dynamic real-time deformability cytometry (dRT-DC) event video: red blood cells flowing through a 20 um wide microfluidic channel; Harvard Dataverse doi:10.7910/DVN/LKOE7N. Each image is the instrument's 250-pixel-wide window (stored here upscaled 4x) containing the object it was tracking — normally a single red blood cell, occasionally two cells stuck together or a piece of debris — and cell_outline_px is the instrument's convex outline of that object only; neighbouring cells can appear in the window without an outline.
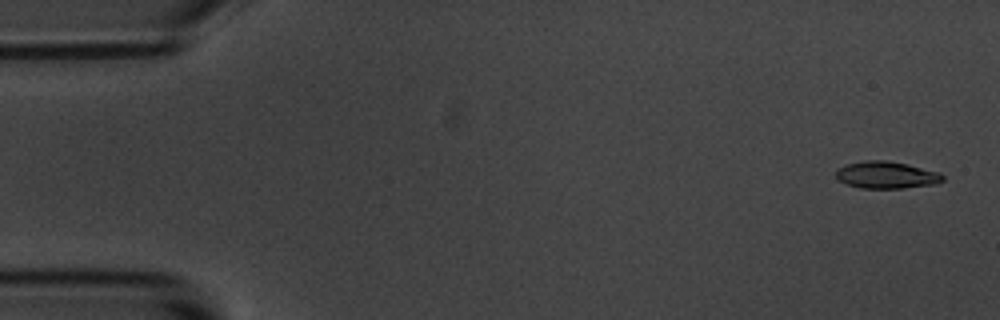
{"species": "common noctule bat (a hibernating species)", "species_latin": "Nyctalus noctula", "temperature_condition": "room temperature", "stored_images_in_passage": 54, "camera_frame_rate_fps": 3000, "um_per_image_px": 0.085, "animal": {"sex": "male", "body_mass_g": 20.1, "forearm_length_mm": 53.5}, "frame": {"image": 1, "passage_image": 2, "time_ms": 0.333, "image_size_px": [1000, 320], "cell_outline_px": [[944, 180], [936, 184], [904, 188], [860, 188], [848, 184], [840, 180], [836, 176], [836, 168], [844, 164], [864, 160], [884, 160], [908, 164], [940, 172], [944, 176]], "centroid_in_image_um": [75.35, 14.86], "position_along_channel_um": 9.6, "area_um2": 16.99}}
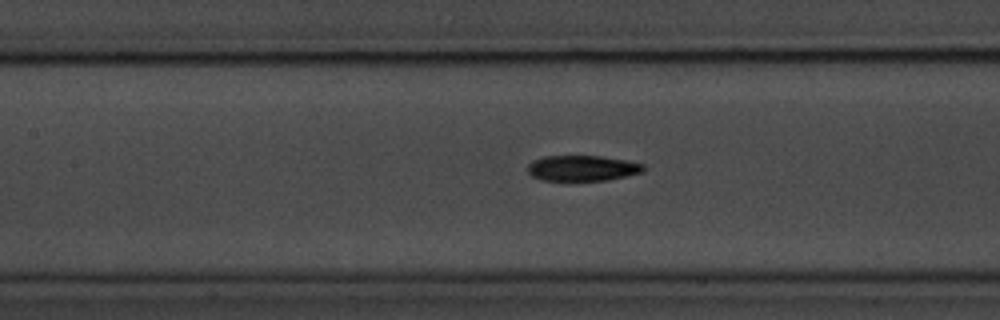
{"frame": {"image": 2, "passage_image": 24, "time_ms": 7.667, "image_size_px": [1000, 320], "cell_outline_px": [[644, 172], [608, 180], [564, 184], [540, 180], [532, 176], [528, 172], [528, 164], [532, 160], [544, 156], [600, 156], [624, 160], [644, 164]], "centroid_in_image_um": [49.43, 14.35], "position_along_channel_um": 158.0, "area_um2": 18.21}}
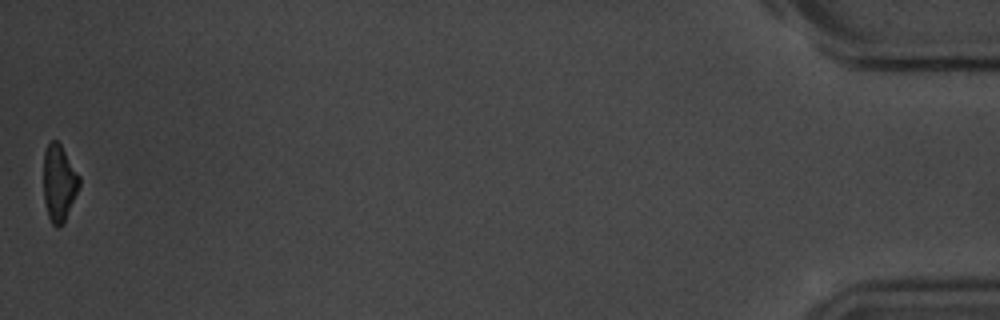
{"frame": {"image": 3, "passage_image": 54, "time_ms": 17.667, "image_size_px": [1000, 320], "cell_outline_px": [[80, 184], [64, 224], [60, 228], [56, 228], [52, 224], [48, 216], [44, 200], [44, 152], [48, 144], [52, 140], [56, 140], [60, 144], [80, 176]], "centroid_in_image_um": [5.02, 15.6], "position_along_channel_um": 430.2, "area_um2": 15.95}, "authors_computed_cell_mechanics": {"area_um2": 17.4556, "velocity_mm_per_s": 3.6983, "shape_relaxation_time_tau1_ms": 2.8697, "shape_relaxation_time_tau2_ms": 5.9804, "deformation_change_tau1": 0.1474, "deformation_change_tau2": 0.1201}}